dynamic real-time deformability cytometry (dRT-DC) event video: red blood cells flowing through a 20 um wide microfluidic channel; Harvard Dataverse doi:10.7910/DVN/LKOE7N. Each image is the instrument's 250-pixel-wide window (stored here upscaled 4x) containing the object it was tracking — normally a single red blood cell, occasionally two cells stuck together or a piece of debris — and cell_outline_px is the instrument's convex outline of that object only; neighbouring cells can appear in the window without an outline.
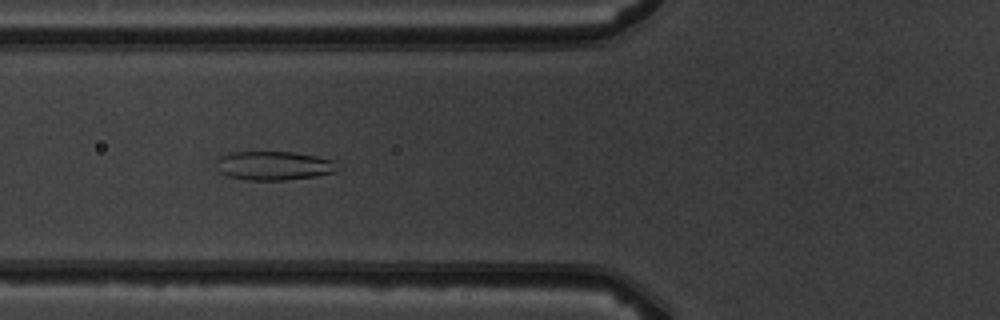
{"species": "common noctule bat (a hibernating species)", "species_latin": "Nyctalus noctula", "temperature_condition": "warm", "stored_images_in_passage": 7, "camera_frame_rate_fps": 3000, "um_per_image_px": 0.085, "animal": {"sex": "male", "body_mass_g": 19.5, "forearm_length_mm": 54.6}, "frame": {"image": 1, "passage_image": 5, "time_ms": 5.333, "image_size_px": [1000, 320], "cell_outline_px": [[340, 168], [336, 172], [316, 176], [284, 180], [248, 180], [228, 176], [220, 172], [216, 168], [216, 160], [220, 156], [232, 152], [292, 152], [316, 156], [336, 160]], "centroid_in_image_um": [23.31, 14.08], "position_along_channel_um": 102.5, "area_um2": 20.63}}